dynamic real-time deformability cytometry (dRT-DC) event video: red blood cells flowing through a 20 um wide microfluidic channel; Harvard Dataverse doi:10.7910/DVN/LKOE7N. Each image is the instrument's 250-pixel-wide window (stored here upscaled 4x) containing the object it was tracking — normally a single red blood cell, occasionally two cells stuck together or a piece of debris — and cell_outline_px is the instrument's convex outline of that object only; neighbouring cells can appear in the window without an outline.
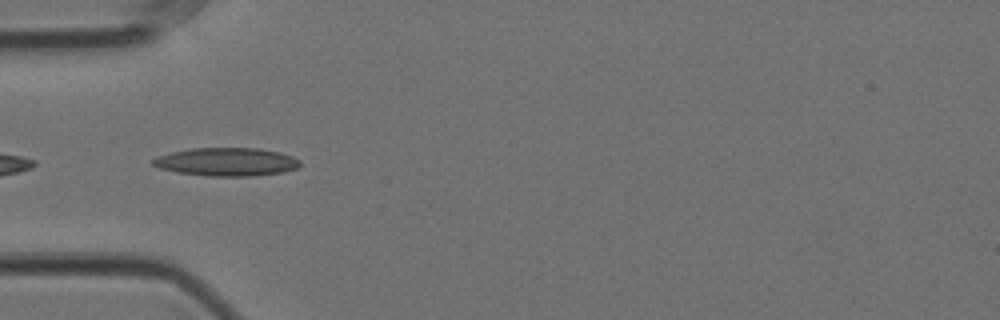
{"species": "Egyptian fruit bat (a non-hibernating species)", "species_latin": "Rousettus aegyptiacus", "temperature_condition": "cold", "stored_images_in_passage": 8, "camera_frame_rate_fps": 3000, "um_per_image_px": 0.085, "animal": {"sex": "female"}, "frame": {"image": 1, "passage_image": 5, "time_ms": 1.333, "image_size_px": [1000, 320], "cell_outline_px": [[300, 164], [296, 168], [284, 172], [252, 176], [208, 176], [176, 172], [160, 168], [152, 164], [152, 160], [156, 156], [172, 152], [192, 148], [260, 148], [280, 152], [292, 156], [300, 160]], "centroid_in_image_um": [19.26, 13.75], "position_along_channel_um": 65.7, "area_um2": 24.28}}